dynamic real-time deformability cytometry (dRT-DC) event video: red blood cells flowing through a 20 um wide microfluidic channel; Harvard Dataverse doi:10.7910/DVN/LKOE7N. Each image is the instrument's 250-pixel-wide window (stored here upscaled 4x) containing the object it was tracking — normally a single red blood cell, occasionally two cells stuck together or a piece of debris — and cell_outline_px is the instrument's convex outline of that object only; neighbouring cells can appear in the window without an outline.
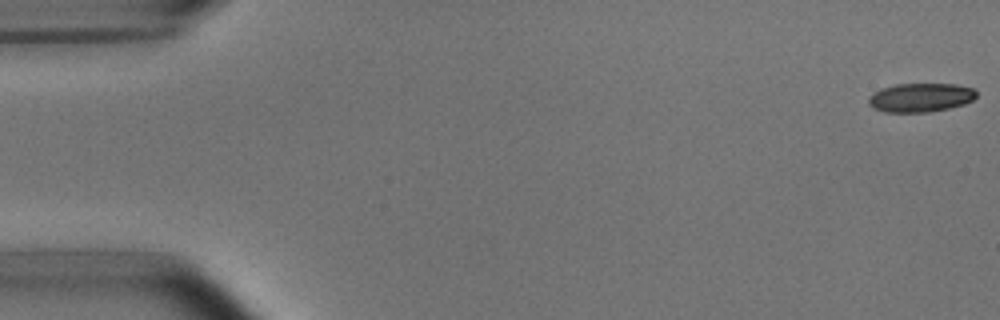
{"species": "common noctule bat (a hibernating species)", "species_latin": "Nyctalus noctula", "temperature_condition": "room temperature", "stored_images_in_passage": 53, "camera_frame_rate_fps": 3000, "um_per_image_px": 0.085, "animal": {"sex": "male", "body_mass_g": 15.6}, "frame": {"image": 1, "passage_image": 1, "time_ms": 0.0, "image_size_px": [1000, 320], "cell_outline_px": [[976, 96], [972, 100], [964, 104], [948, 108], [928, 112], [884, 112], [872, 108], [868, 104], [868, 96], [872, 92], [880, 88], [896, 84], [956, 84], [972, 88], [976, 92]], "centroid_in_image_um": [78.18, 8.29], "position_along_channel_um": 6.8, "area_um2": 18.26}}
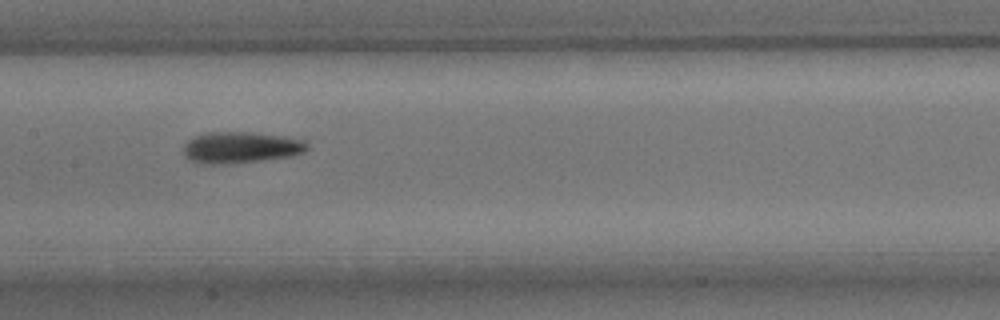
{"frame": {"image": 2, "passage_image": 26, "time_ms": 8.333, "image_size_px": [1000, 320], "cell_outline_px": [[308, 148], [304, 152], [292, 156], [260, 160], [224, 164], [204, 164], [192, 160], [184, 156], [184, 144], [188, 140], [204, 132], [252, 132], [284, 136], [304, 140], [308, 144]], "centroid_in_image_um": [20.47, 12.52], "position_along_channel_um": 186.9, "area_um2": 22.6}}
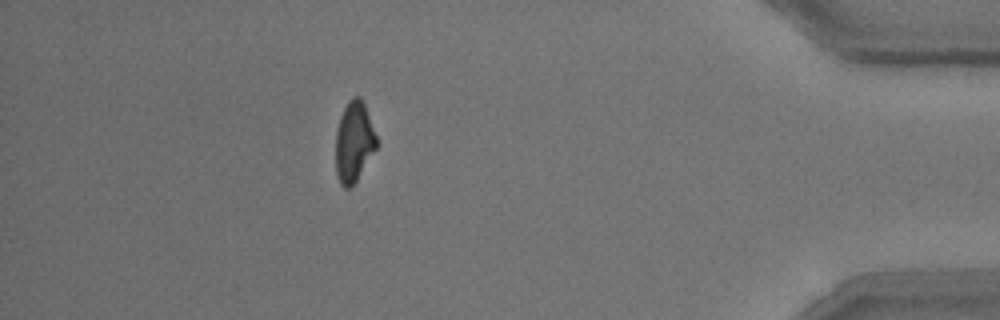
{"frame": {"image": 3, "passage_image": 47, "time_ms": 15.333, "image_size_px": [1000, 320], "cell_outline_px": [[376, 148], [356, 180], [348, 188], [344, 188], [340, 184], [336, 172], [336, 132], [340, 116], [348, 100], [352, 96], [360, 96], [364, 104], [376, 136]], "centroid_in_image_um": [30.06, 12.03], "position_along_channel_um": 405.1, "area_um2": 18.79}, "authors_computed_cell_mechanics": {"area_um2": 20.519, "velocity_mm_per_s": 3.8014, "shape_relaxation_time_tau1_ms": 3.3977, "shape_relaxation_time_tau2_ms": 6.1515, "deformation_change_tau1": 0.1426, "deformation_change_tau2": 0.1771}}